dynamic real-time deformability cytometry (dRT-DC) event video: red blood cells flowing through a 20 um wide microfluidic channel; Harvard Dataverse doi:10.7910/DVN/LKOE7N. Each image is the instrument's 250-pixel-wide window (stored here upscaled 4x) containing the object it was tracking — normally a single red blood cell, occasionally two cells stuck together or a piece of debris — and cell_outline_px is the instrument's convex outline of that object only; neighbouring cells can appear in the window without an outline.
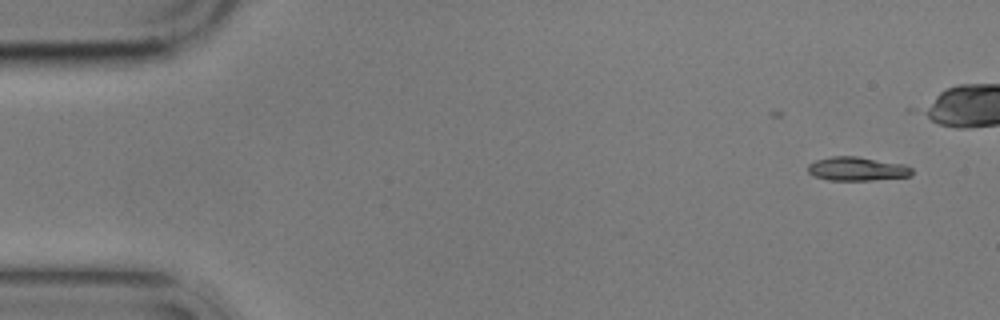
{"species": "common noctule bat (a hibernating species)", "species_latin": "Nyctalus noctula", "temperature_condition": "cold", "stored_images_in_passage": 7, "camera_frame_rate_fps": 3000, "um_per_image_px": 0.085, "animal": {"sex": "male", "body_mass_g": 17.9}, "frame": {"image": 1, "passage_image": 3, "time_ms": 2.333, "image_size_px": [1000, 320], "cell_outline_px": [[912, 176], [872, 180], [828, 180], [812, 176], [808, 172], [808, 164], [816, 160], [832, 156], [856, 156], [904, 164], [912, 168]], "centroid_in_image_um": [72.84, 14.35], "position_along_channel_um": 12.2, "area_um2": 14.51}}